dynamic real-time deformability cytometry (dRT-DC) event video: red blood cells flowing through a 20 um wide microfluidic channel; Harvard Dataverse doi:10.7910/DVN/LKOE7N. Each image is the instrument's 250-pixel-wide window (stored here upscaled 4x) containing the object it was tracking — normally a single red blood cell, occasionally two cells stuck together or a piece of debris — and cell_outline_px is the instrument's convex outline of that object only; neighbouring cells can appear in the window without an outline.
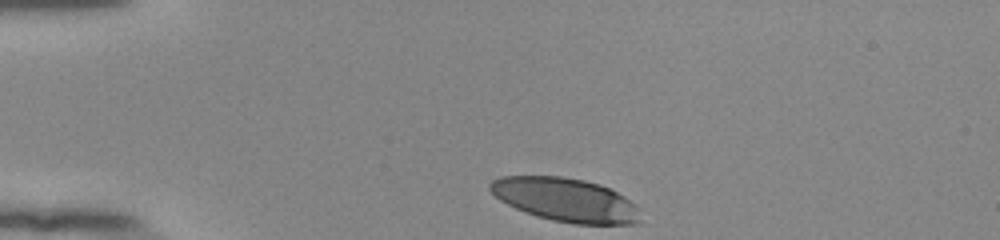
{"species": "human", "species_latin": "Homo sapiens", "temperature_condition": "room temperature", "stored_images_in_passage": 35, "camera_frame_rate_fps": 3000, "um_per_image_px": 0.085, "donor": {"sex": "female"}, "frame": {"image": 1, "passage_image": 1, "time_ms": 0.0, "image_size_px": [1000, 240], "cell_outline_px": [[640, 220], [636, 224], [572, 224], [552, 220], [536, 216], [524, 212], [500, 200], [488, 188], [488, 184], [492, 180], [500, 176], [560, 176], [584, 180], [600, 184], [624, 196], [636, 204], [640, 208]], "centroid_in_image_um": [48.08, 16.99], "position_along_channel_um": 36.9, "area_um2": 38.38}}
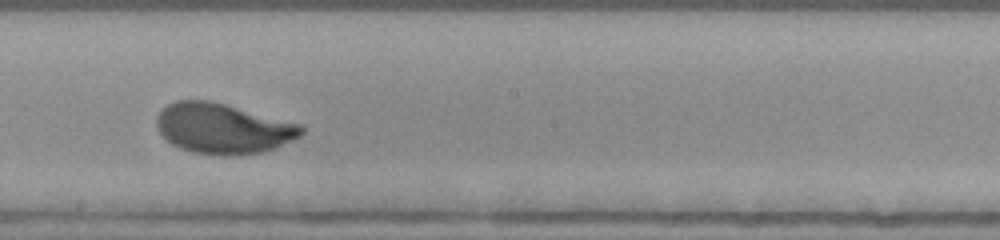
{"frame": {"image": 2, "passage_image": 20, "time_ms": 6.333, "image_size_px": [1000, 240], "cell_outline_px": [[304, 132], [300, 136], [276, 148], [264, 152], [228, 156], [224, 156], [192, 152], [180, 148], [172, 144], [160, 132], [156, 124], [156, 116], [168, 104], [176, 100], [208, 100], [224, 104], [300, 124], [304, 128]], "centroid_in_image_um": [18.95, 10.93], "position_along_channel_um": 229.2, "area_um2": 42.19}}
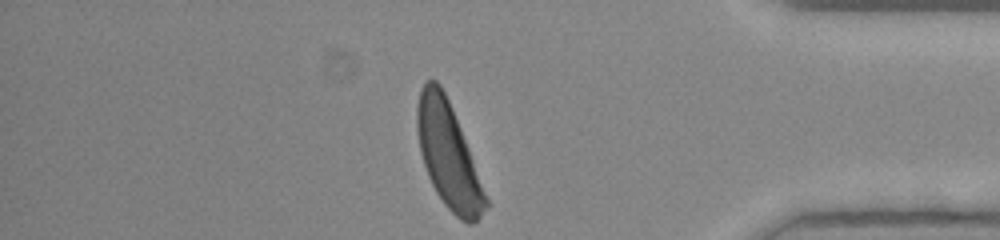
{"frame": {"image": 3, "passage_image": 35, "time_ms": 11.333, "image_size_px": [1000, 240], "cell_outline_px": [[492, 204], [472, 224], [468, 224], [460, 220], [444, 204], [436, 192], [428, 176], [420, 152], [416, 128], [416, 108], [420, 88], [428, 80], [436, 80], [440, 84], [452, 108]], "centroid_in_image_um": [38.13, 13.24], "position_along_channel_um": 397.1, "area_um2": 42.25}, "authors_computed_cell_mechanics": {"area_um2": 41.7316, "velocity_mm_per_s": 3.854, "shape_relaxation_time_tau1_ms": 3.7056, "shape_relaxation_time_tau2_ms": null, "deformation_change_tau1": 0.2154, "deformation_change_tau2": null}}